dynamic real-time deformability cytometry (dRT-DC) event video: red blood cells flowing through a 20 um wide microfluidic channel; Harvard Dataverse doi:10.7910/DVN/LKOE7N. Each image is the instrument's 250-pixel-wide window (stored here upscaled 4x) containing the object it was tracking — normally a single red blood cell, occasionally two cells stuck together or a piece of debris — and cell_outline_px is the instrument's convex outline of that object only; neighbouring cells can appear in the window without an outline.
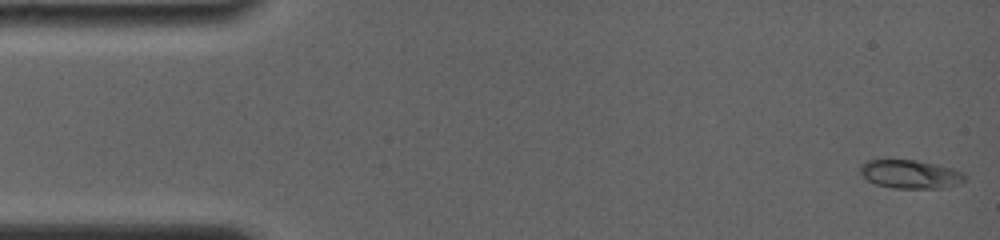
{"species": "common noctule bat (a hibernating species)", "species_latin": "Nyctalus noctula", "temperature_condition": "room temperature", "stored_images_in_passage": 46, "camera_frame_rate_fps": 4000, "um_per_image_px": 0.085, "animal": {"sex": "female", "body_mass_g": 19.0, "forearm_length_mm": 56.7}, "frame": {"image": 1, "passage_image": 2, "time_ms": 0.25, "image_size_px": [1000, 240], "cell_outline_px": [[968, 180], [944, 188], [892, 188], [876, 184], [868, 180], [860, 172], [860, 168], [868, 160], [916, 160], [936, 164], [952, 168], [964, 172]], "centroid_in_image_um": [77.44, 14.81], "position_along_channel_um": 7.6, "area_um2": 17.34}}
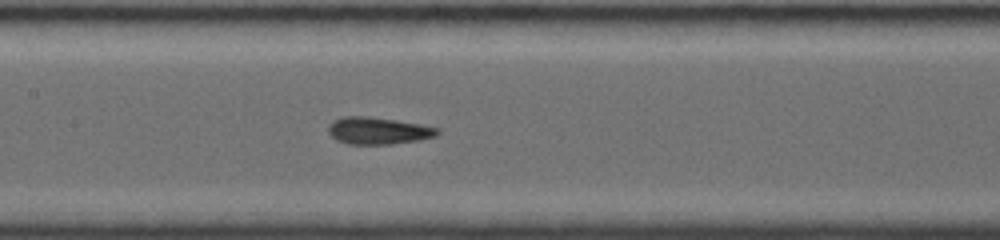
{"frame": {"image": 2, "passage_image": 22, "time_ms": 7.75, "image_size_px": [1000, 240], "cell_outline_px": [[440, 132], [436, 136], [420, 140], [392, 144], [348, 144], [336, 140], [328, 132], [328, 124], [332, 120], [344, 116], [368, 116], [396, 120], [420, 124], [440, 128]], "centroid_in_image_um": [32.14, 11.11], "position_along_channel_um": 175.3, "area_um2": 17.4}}
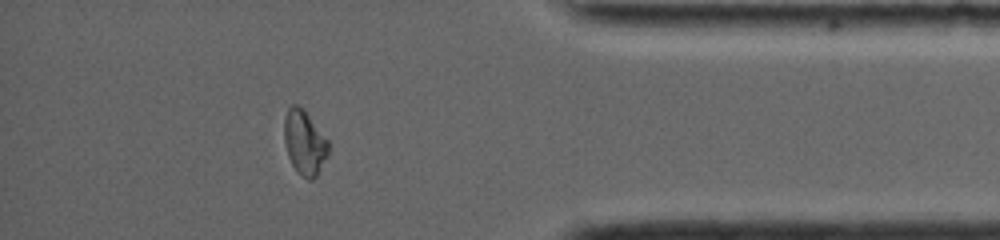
{"frame": {"image": 3, "passage_image": 40, "time_ms": 14.25, "image_size_px": [1000, 240], "cell_outline_px": [[328, 156], [316, 176], [312, 180], [308, 180], [296, 172], [288, 156], [284, 140], [284, 120], [288, 108], [292, 104], [296, 104], [304, 108], [328, 140]], "centroid_in_image_um": [25.88, 12.11], "position_along_channel_um": 409.3, "area_um2": 16.76}, "authors_computed_cell_mechanics": {"area_um2": 16.762, "velocity_mm_per_s": 3.8522, "shape_relaxation_time_tau1_ms": 8.6392, "shape_relaxation_time_tau2_ms": 1.2045, "deformation_change_tau1": 0.2378, "deformation_change_tau2": 0.065}}